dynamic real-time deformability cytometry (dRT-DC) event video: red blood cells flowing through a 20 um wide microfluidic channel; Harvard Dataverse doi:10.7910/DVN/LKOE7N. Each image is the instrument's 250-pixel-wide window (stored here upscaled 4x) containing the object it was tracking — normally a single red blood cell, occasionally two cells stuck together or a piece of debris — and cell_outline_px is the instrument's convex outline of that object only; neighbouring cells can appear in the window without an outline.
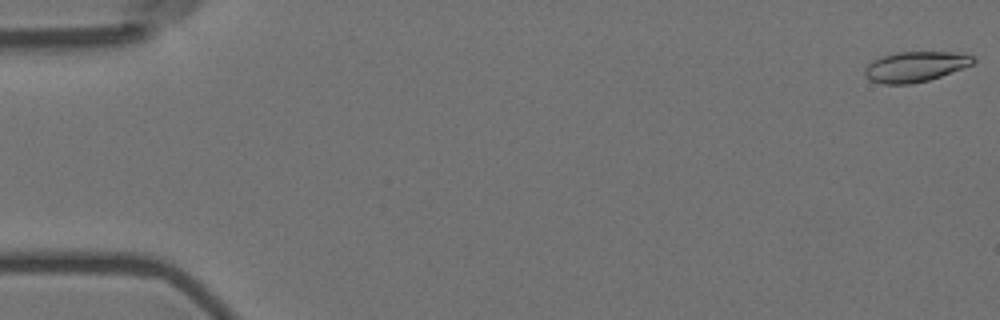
{"species": "Egyptian fruit bat (a non-hibernating species)", "species_latin": "Rousettus aegyptiacus", "temperature_condition": "room temperature", "stored_images_in_passage": 57, "camera_frame_rate_fps": 3000, "um_per_image_px": 0.085, "animal": {"sex": "female"}, "frame": {"image": 1, "passage_image": 1, "time_ms": 0.0, "image_size_px": [1000, 320], "cell_outline_px": [[976, 60], [972, 64], [940, 76], [928, 80], [912, 84], [884, 84], [868, 80], [864, 76], [864, 68], [872, 60], [880, 56], [896, 52], [964, 52], [972, 56]], "centroid_in_image_um": [77.75, 5.66], "position_along_channel_um": 7.2, "area_um2": 19.31}}
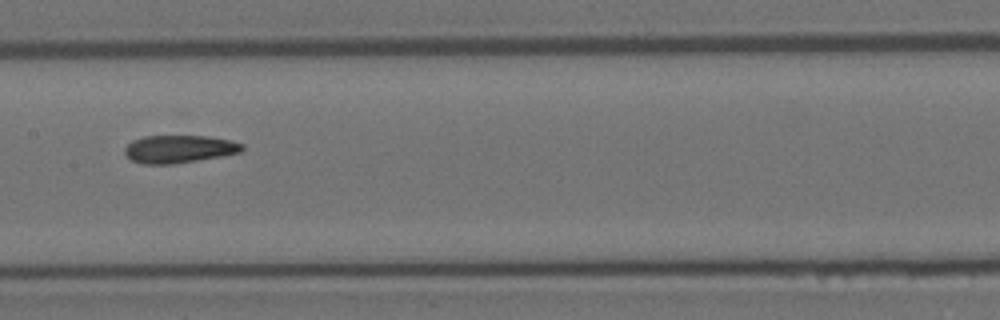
{"frame": {"image": 2, "passage_image": 29, "time_ms": 9.333, "image_size_px": [1000, 320], "cell_outline_px": [[244, 148], [240, 152], [220, 156], [172, 164], [144, 164], [132, 160], [124, 152], [124, 148], [132, 140], [144, 136], [208, 136], [228, 140], [244, 144]], "centroid_in_image_um": [15.2, 12.66], "position_along_channel_um": 192.2, "area_um2": 18.79}}
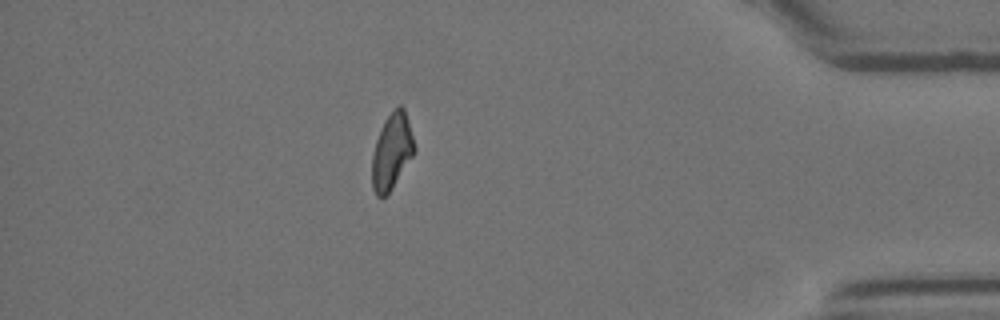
{"frame": {"image": 3, "passage_image": 50, "time_ms": 16.333, "image_size_px": [1000, 320], "cell_outline_px": [[416, 148], [412, 156], [392, 188], [384, 196], [376, 196], [372, 188], [372, 156], [376, 140], [384, 120], [400, 104], [404, 108], [408, 120]], "centroid_in_image_um": [33.3, 12.87], "position_along_channel_um": 401.9, "area_um2": 18.38}, "authors_computed_cell_mechanics": {"area_um2": 19.1896, "velocity_mm_per_s": 3.5848, "shape_relaxation_time_tau1_ms": null, "shape_relaxation_time_tau2_ms": 2.7428, "deformation_change_tau1": null, "deformation_change_tau2": 0.0979}}